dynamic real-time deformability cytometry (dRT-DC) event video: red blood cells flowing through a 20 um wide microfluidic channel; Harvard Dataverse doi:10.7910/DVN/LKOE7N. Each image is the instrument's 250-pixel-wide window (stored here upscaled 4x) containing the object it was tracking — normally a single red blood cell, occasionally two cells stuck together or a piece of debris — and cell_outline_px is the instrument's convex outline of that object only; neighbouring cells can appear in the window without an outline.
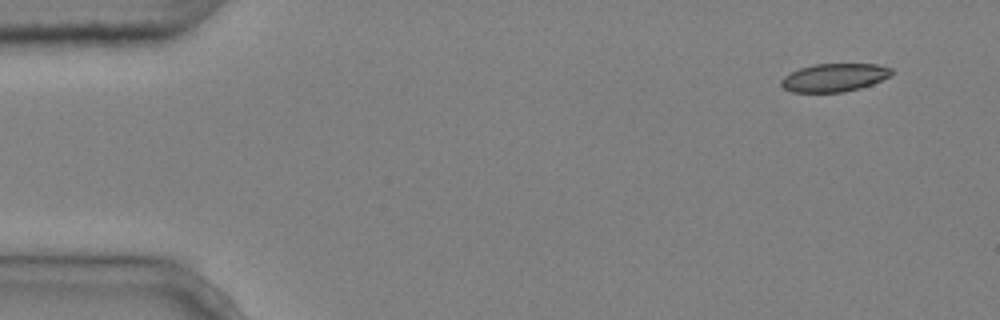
{"species": "common noctule bat (a hibernating species)", "species_latin": "Nyctalus noctula", "temperature_condition": "cold", "stored_images_in_passage": 5, "camera_frame_rate_fps": 3000, "um_per_image_px": 0.085, "animal": {"sex": "male", "body_mass_g": 20.4}, "frame": {"image": 1, "passage_image": 1, "time_ms": 0.0, "image_size_px": [1000, 320], "cell_outline_px": [[892, 72], [888, 76], [872, 84], [860, 88], [844, 92], [792, 92], [784, 88], [780, 84], [780, 80], [784, 76], [800, 68], [812, 64], [876, 64], [892, 68]], "centroid_in_image_um": [70.88, 6.59], "position_along_channel_um": 14.1, "area_um2": 17.98}}